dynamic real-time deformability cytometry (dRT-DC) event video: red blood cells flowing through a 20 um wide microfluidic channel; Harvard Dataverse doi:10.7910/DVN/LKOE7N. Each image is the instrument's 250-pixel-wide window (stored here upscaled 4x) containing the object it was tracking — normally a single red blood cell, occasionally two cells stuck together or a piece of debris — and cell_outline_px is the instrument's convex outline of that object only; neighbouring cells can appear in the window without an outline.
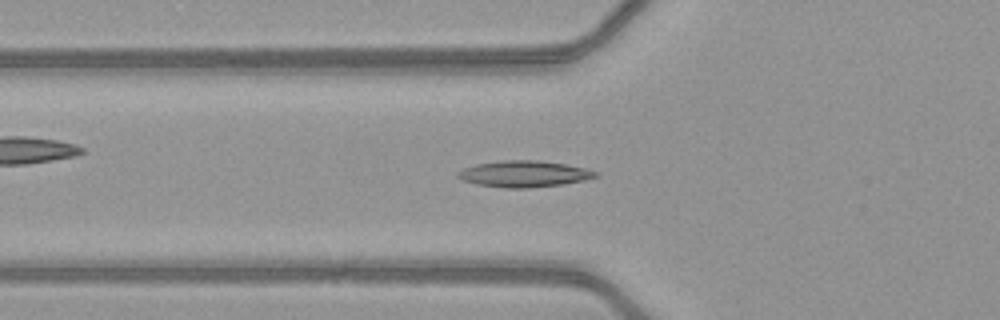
{"species": "common noctule bat (a hibernating species)", "species_latin": "Nyctalus noctula", "temperature_condition": "warm", "stored_images_in_passage": 39, "camera_frame_rate_fps": 3000, "um_per_image_px": 0.085, "animal": {"sex": "female", "body_mass_g": 21.9}, "frame": {"image": 1, "passage_image": 7, "time_ms": 2.0, "image_size_px": [1000, 320], "cell_outline_px": [[600, 176], [584, 180], [564, 184], [528, 188], [504, 188], [476, 184], [460, 180], [456, 176], [456, 172], [464, 168], [476, 164], [504, 160], [540, 160], [588, 168], [600, 172]], "centroid_in_image_um": [44.56, 14.78], "position_along_channel_um": 81.2, "area_um2": 21.44}}
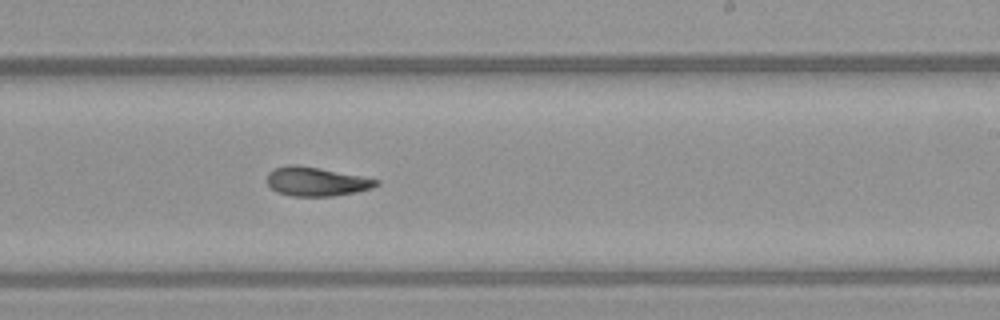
{"frame": {"image": 2, "passage_image": 20, "time_ms": 6.333, "image_size_px": [1000, 320], "cell_outline_px": [[380, 184], [372, 188], [356, 192], [336, 196], [292, 196], [276, 192], [268, 184], [268, 172], [272, 168], [288, 164], [296, 164], [320, 168], [380, 180]], "centroid_in_image_um": [26.87, 15.43], "position_along_channel_um": 262.1, "area_um2": 18.55}}
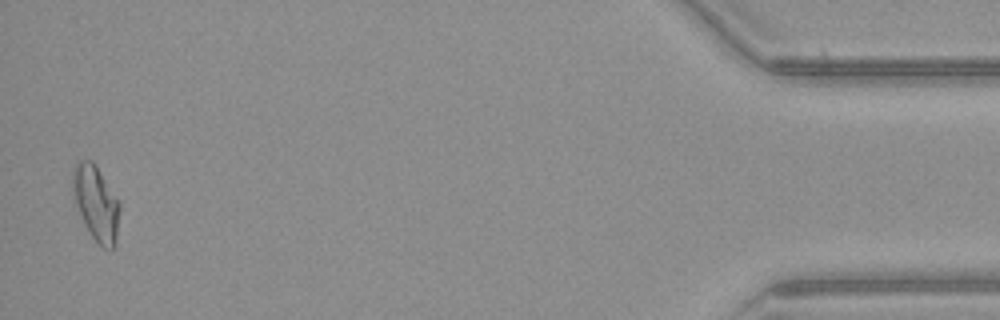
{"frame": {"image": 3, "passage_image": 38, "time_ms": 12.333, "image_size_px": [1000, 320], "cell_outline_px": [[120, 208], [116, 244], [112, 248], [104, 248], [92, 236], [76, 204], [72, 188], [72, 172], [76, 164], [80, 160], [92, 160], [120, 204]], "centroid_in_image_um": [8.17, 17.26], "position_along_channel_um": 427.0, "area_um2": 19.83}, "authors_computed_cell_mechanics": {"area_um2": 18.7272, "velocity_mm_per_s": 4.1556, "shape_relaxation_time_tau1_ms": 8.421, "shape_relaxation_time_tau2_ms": 3.3984, "deformation_change_tau1": 0.2171, "deformation_change_tau2": 0.1051}}